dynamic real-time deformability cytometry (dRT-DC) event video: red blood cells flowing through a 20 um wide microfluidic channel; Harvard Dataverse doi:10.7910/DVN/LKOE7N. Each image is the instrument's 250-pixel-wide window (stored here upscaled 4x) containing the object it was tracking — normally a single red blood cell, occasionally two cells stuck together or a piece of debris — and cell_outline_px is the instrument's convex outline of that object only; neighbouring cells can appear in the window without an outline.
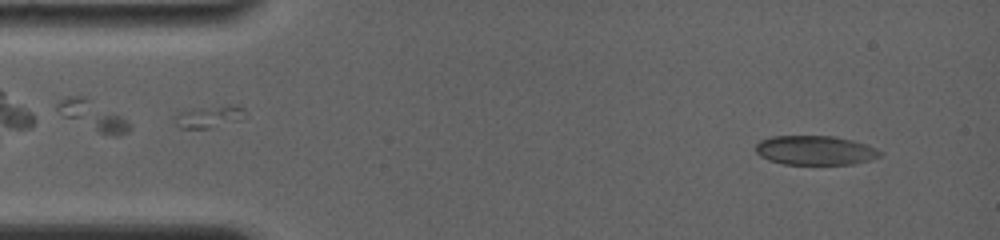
{"species": "common noctule bat (a hibernating species)", "species_latin": "Nyctalus noctula", "temperature_condition": "room temperature", "stored_images_in_passage": 41, "camera_frame_rate_fps": 4000, "um_per_image_px": 0.085, "animal": {"sex": "female", "body_mass_g": 19.0, "forearm_length_mm": 56.7}, "frame": {"image": 1, "passage_image": 1, "time_ms": 0.0, "image_size_px": [1000, 240], "cell_outline_px": [[880, 156], [868, 160], [852, 164], [784, 164], [768, 160], [760, 156], [756, 152], [756, 144], [760, 140], [772, 136], [836, 136], [852, 140], [876, 148], [880, 152]], "centroid_in_image_um": [69.24, 12.77], "position_along_channel_um": 15.8, "area_um2": 21.1}}
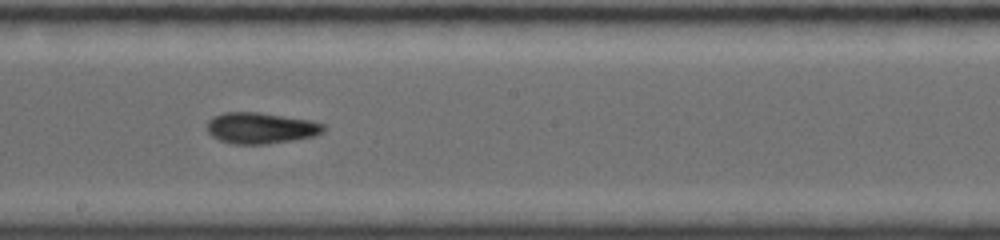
{"frame": {"image": 2, "passage_image": 23, "time_ms": 7.75, "image_size_px": [1000, 240], "cell_outline_px": [[328, 128], [324, 132], [312, 136], [292, 140], [268, 144], [232, 144], [220, 140], [212, 136], [208, 132], [208, 120], [212, 116], [224, 112], [260, 112], [312, 120], [324, 124]], "centroid_in_image_um": [22.19, 10.87], "position_along_channel_um": 226.0, "area_um2": 21.33}}
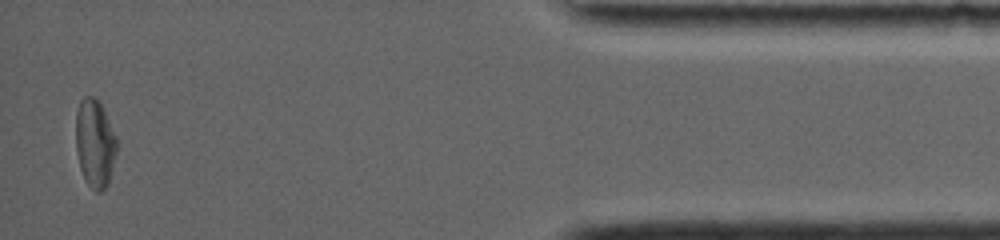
{"frame": {"image": 3, "passage_image": 40, "time_ms": 14.5, "image_size_px": [1000, 240], "cell_outline_px": [[120, 144], [108, 184], [100, 192], [96, 192], [84, 180], [80, 168], [76, 152], [76, 112], [80, 100], [84, 96], [92, 96], [100, 104]], "centroid_in_image_um": [8.08, 12.22], "position_along_channel_um": 427.1, "area_um2": 21.27}, "authors_computed_cell_mechanics": {"area_um2": 21.0392, "velocity_mm_per_s": 3.8159, "shape_relaxation_time_tau1_ms": 4.1163, "shape_relaxation_time_tau2_ms": 3.3247, "deformation_change_tau1": 0.1426, "deformation_change_tau2": 0.1005}}